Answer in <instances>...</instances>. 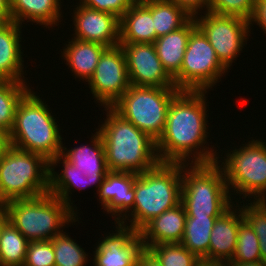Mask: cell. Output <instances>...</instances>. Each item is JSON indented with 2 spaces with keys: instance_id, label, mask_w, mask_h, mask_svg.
Listing matches in <instances>:
<instances>
[{
  "instance_id": "ffe728a7",
  "label": "cell",
  "mask_w": 266,
  "mask_h": 266,
  "mask_svg": "<svg viewBox=\"0 0 266 266\" xmlns=\"http://www.w3.org/2000/svg\"><path fill=\"white\" fill-rule=\"evenodd\" d=\"M196 27L192 17L183 27L158 37L153 43L163 68L172 79L180 73L190 34Z\"/></svg>"
},
{
  "instance_id": "8fae6325",
  "label": "cell",
  "mask_w": 266,
  "mask_h": 266,
  "mask_svg": "<svg viewBox=\"0 0 266 266\" xmlns=\"http://www.w3.org/2000/svg\"><path fill=\"white\" fill-rule=\"evenodd\" d=\"M197 17V18H196ZM197 27L207 37L219 61L228 69L233 60L243 48L250 32L249 21L236 17L218 15L206 11L198 19L195 15ZM246 39V40H245Z\"/></svg>"
},
{
  "instance_id": "603a6c76",
  "label": "cell",
  "mask_w": 266,
  "mask_h": 266,
  "mask_svg": "<svg viewBox=\"0 0 266 266\" xmlns=\"http://www.w3.org/2000/svg\"><path fill=\"white\" fill-rule=\"evenodd\" d=\"M91 143H93L92 148L81 145L66 150L67 148L63 147L61 155L83 171L86 177L105 178L109 171L106 165L103 139L98 131L92 136Z\"/></svg>"
},
{
  "instance_id": "7a4b0ae2",
  "label": "cell",
  "mask_w": 266,
  "mask_h": 266,
  "mask_svg": "<svg viewBox=\"0 0 266 266\" xmlns=\"http://www.w3.org/2000/svg\"><path fill=\"white\" fill-rule=\"evenodd\" d=\"M105 110L107 117L97 131L103 139L108 171L140 174L158 165L156 141L111 107Z\"/></svg>"
},
{
  "instance_id": "74e56055",
  "label": "cell",
  "mask_w": 266,
  "mask_h": 266,
  "mask_svg": "<svg viewBox=\"0 0 266 266\" xmlns=\"http://www.w3.org/2000/svg\"><path fill=\"white\" fill-rule=\"evenodd\" d=\"M252 22H256L266 34V0H255L249 24H252Z\"/></svg>"
},
{
  "instance_id": "d6986e66",
  "label": "cell",
  "mask_w": 266,
  "mask_h": 266,
  "mask_svg": "<svg viewBox=\"0 0 266 266\" xmlns=\"http://www.w3.org/2000/svg\"><path fill=\"white\" fill-rule=\"evenodd\" d=\"M20 27L14 21L0 27V79L25 82Z\"/></svg>"
},
{
  "instance_id": "b9f144b4",
  "label": "cell",
  "mask_w": 266,
  "mask_h": 266,
  "mask_svg": "<svg viewBox=\"0 0 266 266\" xmlns=\"http://www.w3.org/2000/svg\"><path fill=\"white\" fill-rule=\"evenodd\" d=\"M9 223V215L4 205L0 204V236L3 229Z\"/></svg>"
},
{
  "instance_id": "d4e9b609",
  "label": "cell",
  "mask_w": 266,
  "mask_h": 266,
  "mask_svg": "<svg viewBox=\"0 0 266 266\" xmlns=\"http://www.w3.org/2000/svg\"><path fill=\"white\" fill-rule=\"evenodd\" d=\"M60 0H10L11 19L21 25L28 20L47 26L60 20Z\"/></svg>"
},
{
  "instance_id": "8992f818",
  "label": "cell",
  "mask_w": 266,
  "mask_h": 266,
  "mask_svg": "<svg viewBox=\"0 0 266 266\" xmlns=\"http://www.w3.org/2000/svg\"><path fill=\"white\" fill-rule=\"evenodd\" d=\"M188 163L182 165V172L185 173L182 174L181 202L186 215H222L232 206V200L219 160L213 163H193V166Z\"/></svg>"
},
{
  "instance_id": "f1b7e54d",
  "label": "cell",
  "mask_w": 266,
  "mask_h": 266,
  "mask_svg": "<svg viewBox=\"0 0 266 266\" xmlns=\"http://www.w3.org/2000/svg\"><path fill=\"white\" fill-rule=\"evenodd\" d=\"M29 241L10 222L0 236V266H23Z\"/></svg>"
},
{
  "instance_id": "60d3db41",
  "label": "cell",
  "mask_w": 266,
  "mask_h": 266,
  "mask_svg": "<svg viewBox=\"0 0 266 266\" xmlns=\"http://www.w3.org/2000/svg\"><path fill=\"white\" fill-rule=\"evenodd\" d=\"M0 16L6 21H12L10 11V0H0Z\"/></svg>"
},
{
  "instance_id": "f546056e",
  "label": "cell",
  "mask_w": 266,
  "mask_h": 266,
  "mask_svg": "<svg viewBox=\"0 0 266 266\" xmlns=\"http://www.w3.org/2000/svg\"><path fill=\"white\" fill-rule=\"evenodd\" d=\"M148 250L162 266H200L202 261L181 243L156 244Z\"/></svg>"
},
{
  "instance_id": "f35d334b",
  "label": "cell",
  "mask_w": 266,
  "mask_h": 266,
  "mask_svg": "<svg viewBox=\"0 0 266 266\" xmlns=\"http://www.w3.org/2000/svg\"><path fill=\"white\" fill-rule=\"evenodd\" d=\"M137 266H162V265L148 249H144L138 258Z\"/></svg>"
},
{
  "instance_id": "4316f807",
  "label": "cell",
  "mask_w": 266,
  "mask_h": 266,
  "mask_svg": "<svg viewBox=\"0 0 266 266\" xmlns=\"http://www.w3.org/2000/svg\"><path fill=\"white\" fill-rule=\"evenodd\" d=\"M151 14L156 39L183 27L192 16L169 0H151Z\"/></svg>"
},
{
  "instance_id": "d590c367",
  "label": "cell",
  "mask_w": 266,
  "mask_h": 266,
  "mask_svg": "<svg viewBox=\"0 0 266 266\" xmlns=\"http://www.w3.org/2000/svg\"><path fill=\"white\" fill-rule=\"evenodd\" d=\"M84 6L120 17L131 7L128 0H80Z\"/></svg>"
},
{
  "instance_id": "9a60e30c",
  "label": "cell",
  "mask_w": 266,
  "mask_h": 266,
  "mask_svg": "<svg viewBox=\"0 0 266 266\" xmlns=\"http://www.w3.org/2000/svg\"><path fill=\"white\" fill-rule=\"evenodd\" d=\"M74 10L75 39L115 47L120 43V19L80 3Z\"/></svg>"
},
{
  "instance_id": "9c48e42d",
  "label": "cell",
  "mask_w": 266,
  "mask_h": 266,
  "mask_svg": "<svg viewBox=\"0 0 266 266\" xmlns=\"http://www.w3.org/2000/svg\"><path fill=\"white\" fill-rule=\"evenodd\" d=\"M248 142L232 153L228 152L220 166H223L228 188H234L232 190L243 194L244 198L249 195L256 201L266 200V143Z\"/></svg>"
},
{
  "instance_id": "8d00e7d4",
  "label": "cell",
  "mask_w": 266,
  "mask_h": 266,
  "mask_svg": "<svg viewBox=\"0 0 266 266\" xmlns=\"http://www.w3.org/2000/svg\"><path fill=\"white\" fill-rule=\"evenodd\" d=\"M175 3L176 5L185 9L192 17L196 14L198 15L199 9H203V7L208 11L210 0H169Z\"/></svg>"
},
{
  "instance_id": "836d02e7",
  "label": "cell",
  "mask_w": 266,
  "mask_h": 266,
  "mask_svg": "<svg viewBox=\"0 0 266 266\" xmlns=\"http://www.w3.org/2000/svg\"><path fill=\"white\" fill-rule=\"evenodd\" d=\"M255 0H210L208 11L218 15L236 16L250 20Z\"/></svg>"
},
{
  "instance_id": "7402d4cb",
  "label": "cell",
  "mask_w": 266,
  "mask_h": 266,
  "mask_svg": "<svg viewBox=\"0 0 266 266\" xmlns=\"http://www.w3.org/2000/svg\"><path fill=\"white\" fill-rule=\"evenodd\" d=\"M120 43H154L156 30L151 14V1L131 5L120 17Z\"/></svg>"
},
{
  "instance_id": "52a82bcc",
  "label": "cell",
  "mask_w": 266,
  "mask_h": 266,
  "mask_svg": "<svg viewBox=\"0 0 266 266\" xmlns=\"http://www.w3.org/2000/svg\"><path fill=\"white\" fill-rule=\"evenodd\" d=\"M49 174L45 157L11 146L0 161V204L48 193Z\"/></svg>"
},
{
  "instance_id": "f6af8a7d",
  "label": "cell",
  "mask_w": 266,
  "mask_h": 266,
  "mask_svg": "<svg viewBox=\"0 0 266 266\" xmlns=\"http://www.w3.org/2000/svg\"><path fill=\"white\" fill-rule=\"evenodd\" d=\"M6 21L0 16V27L4 25Z\"/></svg>"
},
{
  "instance_id": "7bdbcfd3",
  "label": "cell",
  "mask_w": 266,
  "mask_h": 266,
  "mask_svg": "<svg viewBox=\"0 0 266 266\" xmlns=\"http://www.w3.org/2000/svg\"><path fill=\"white\" fill-rule=\"evenodd\" d=\"M132 5L146 4L151 0H128Z\"/></svg>"
},
{
  "instance_id": "4dcf8cb0",
  "label": "cell",
  "mask_w": 266,
  "mask_h": 266,
  "mask_svg": "<svg viewBox=\"0 0 266 266\" xmlns=\"http://www.w3.org/2000/svg\"><path fill=\"white\" fill-rule=\"evenodd\" d=\"M64 233L66 232L56 235L51 240L55 253V266H85L88 260L85 250Z\"/></svg>"
},
{
  "instance_id": "30bf717a",
  "label": "cell",
  "mask_w": 266,
  "mask_h": 266,
  "mask_svg": "<svg viewBox=\"0 0 266 266\" xmlns=\"http://www.w3.org/2000/svg\"><path fill=\"white\" fill-rule=\"evenodd\" d=\"M227 72L203 32L196 27L190 34L180 73L173 79L179 90L206 91Z\"/></svg>"
},
{
  "instance_id": "7c38bea8",
  "label": "cell",
  "mask_w": 266,
  "mask_h": 266,
  "mask_svg": "<svg viewBox=\"0 0 266 266\" xmlns=\"http://www.w3.org/2000/svg\"><path fill=\"white\" fill-rule=\"evenodd\" d=\"M88 84L94 98L104 108L112 107L129 89L126 59L120 45L102 53Z\"/></svg>"
},
{
  "instance_id": "d6a6232c",
  "label": "cell",
  "mask_w": 266,
  "mask_h": 266,
  "mask_svg": "<svg viewBox=\"0 0 266 266\" xmlns=\"http://www.w3.org/2000/svg\"><path fill=\"white\" fill-rule=\"evenodd\" d=\"M231 261H261L258 237L245 220L239 224L235 253Z\"/></svg>"
},
{
  "instance_id": "6da1fadb",
  "label": "cell",
  "mask_w": 266,
  "mask_h": 266,
  "mask_svg": "<svg viewBox=\"0 0 266 266\" xmlns=\"http://www.w3.org/2000/svg\"><path fill=\"white\" fill-rule=\"evenodd\" d=\"M204 93L207 91L180 90L173 97L164 132L156 142L160 162L186 164L193 152L195 155L192 158L195 159H192L191 164L213 163L218 160L214 150L202 147L208 137ZM200 147L204 149L199 151Z\"/></svg>"
},
{
  "instance_id": "44dd1931",
  "label": "cell",
  "mask_w": 266,
  "mask_h": 266,
  "mask_svg": "<svg viewBox=\"0 0 266 266\" xmlns=\"http://www.w3.org/2000/svg\"><path fill=\"white\" fill-rule=\"evenodd\" d=\"M61 159H63L62 164L64 169L61 170V174H58L54 171V165L60 163L59 161H62ZM103 180L104 178L86 177L83 171L76 168L74 164L68 162L61 154L50 161L49 193L60 198L73 210L74 208L71 205V198L69 197L71 189L73 187H77V189H85L87 186H91L95 183V185H97L96 188L98 187L99 189Z\"/></svg>"
},
{
  "instance_id": "ac0fdd59",
  "label": "cell",
  "mask_w": 266,
  "mask_h": 266,
  "mask_svg": "<svg viewBox=\"0 0 266 266\" xmlns=\"http://www.w3.org/2000/svg\"><path fill=\"white\" fill-rule=\"evenodd\" d=\"M243 220L241 210H233V203L228 210L216 218L210 234L209 264H226L232 260L239 224Z\"/></svg>"
},
{
  "instance_id": "4fadbf2b",
  "label": "cell",
  "mask_w": 266,
  "mask_h": 266,
  "mask_svg": "<svg viewBox=\"0 0 266 266\" xmlns=\"http://www.w3.org/2000/svg\"><path fill=\"white\" fill-rule=\"evenodd\" d=\"M125 59L130 85L176 88L157 55L153 43H119Z\"/></svg>"
},
{
  "instance_id": "e0dca14e",
  "label": "cell",
  "mask_w": 266,
  "mask_h": 266,
  "mask_svg": "<svg viewBox=\"0 0 266 266\" xmlns=\"http://www.w3.org/2000/svg\"><path fill=\"white\" fill-rule=\"evenodd\" d=\"M186 211L182 202L152 218L138 232L144 249L156 244L181 243L186 225Z\"/></svg>"
},
{
  "instance_id": "484cf974",
  "label": "cell",
  "mask_w": 266,
  "mask_h": 266,
  "mask_svg": "<svg viewBox=\"0 0 266 266\" xmlns=\"http://www.w3.org/2000/svg\"><path fill=\"white\" fill-rule=\"evenodd\" d=\"M219 216H186L181 244L195 254L202 263L209 264L210 234Z\"/></svg>"
},
{
  "instance_id": "2e32d148",
  "label": "cell",
  "mask_w": 266,
  "mask_h": 266,
  "mask_svg": "<svg viewBox=\"0 0 266 266\" xmlns=\"http://www.w3.org/2000/svg\"><path fill=\"white\" fill-rule=\"evenodd\" d=\"M137 176V173L132 172L109 171L97 190L103 209L113 217L117 216L114 219L116 222L124 224L128 218L126 213L133 210Z\"/></svg>"
},
{
  "instance_id": "e575fe53",
  "label": "cell",
  "mask_w": 266,
  "mask_h": 266,
  "mask_svg": "<svg viewBox=\"0 0 266 266\" xmlns=\"http://www.w3.org/2000/svg\"><path fill=\"white\" fill-rule=\"evenodd\" d=\"M23 266H55L52 241L29 242Z\"/></svg>"
},
{
  "instance_id": "5bb4252c",
  "label": "cell",
  "mask_w": 266,
  "mask_h": 266,
  "mask_svg": "<svg viewBox=\"0 0 266 266\" xmlns=\"http://www.w3.org/2000/svg\"><path fill=\"white\" fill-rule=\"evenodd\" d=\"M117 232L104 237L94 251V266H137L144 250L139 232L126 224L116 223Z\"/></svg>"
},
{
  "instance_id": "ba28073f",
  "label": "cell",
  "mask_w": 266,
  "mask_h": 266,
  "mask_svg": "<svg viewBox=\"0 0 266 266\" xmlns=\"http://www.w3.org/2000/svg\"><path fill=\"white\" fill-rule=\"evenodd\" d=\"M179 91L130 85L111 108L157 142L164 132L170 103Z\"/></svg>"
},
{
  "instance_id": "ab89813d",
  "label": "cell",
  "mask_w": 266,
  "mask_h": 266,
  "mask_svg": "<svg viewBox=\"0 0 266 266\" xmlns=\"http://www.w3.org/2000/svg\"><path fill=\"white\" fill-rule=\"evenodd\" d=\"M10 147L11 140L9 134L0 130V161L4 158Z\"/></svg>"
},
{
  "instance_id": "1f68e13d",
  "label": "cell",
  "mask_w": 266,
  "mask_h": 266,
  "mask_svg": "<svg viewBox=\"0 0 266 266\" xmlns=\"http://www.w3.org/2000/svg\"><path fill=\"white\" fill-rule=\"evenodd\" d=\"M240 210L258 237L261 261L266 262V200H253Z\"/></svg>"
},
{
  "instance_id": "277c9868",
  "label": "cell",
  "mask_w": 266,
  "mask_h": 266,
  "mask_svg": "<svg viewBox=\"0 0 266 266\" xmlns=\"http://www.w3.org/2000/svg\"><path fill=\"white\" fill-rule=\"evenodd\" d=\"M160 162L152 169L138 174L134 183V207L130 226L139 231L152 218L181 202L182 165Z\"/></svg>"
},
{
  "instance_id": "5b68a950",
  "label": "cell",
  "mask_w": 266,
  "mask_h": 266,
  "mask_svg": "<svg viewBox=\"0 0 266 266\" xmlns=\"http://www.w3.org/2000/svg\"><path fill=\"white\" fill-rule=\"evenodd\" d=\"M9 222L29 241H49L76 222V211L49 192L35 198L15 199L4 204Z\"/></svg>"
},
{
  "instance_id": "3957f363",
  "label": "cell",
  "mask_w": 266,
  "mask_h": 266,
  "mask_svg": "<svg viewBox=\"0 0 266 266\" xmlns=\"http://www.w3.org/2000/svg\"><path fill=\"white\" fill-rule=\"evenodd\" d=\"M50 111L30 89L16 107L14 124L9 132L11 146L40 154L49 162L60 155L63 138Z\"/></svg>"
},
{
  "instance_id": "ee69618b",
  "label": "cell",
  "mask_w": 266,
  "mask_h": 266,
  "mask_svg": "<svg viewBox=\"0 0 266 266\" xmlns=\"http://www.w3.org/2000/svg\"><path fill=\"white\" fill-rule=\"evenodd\" d=\"M200 266H226L225 264H207V263H202Z\"/></svg>"
},
{
  "instance_id": "cb8c5ba5",
  "label": "cell",
  "mask_w": 266,
  "mask_h": 266,
  "mask_svg": "<svg viewBox=\"0 0 266 266\" xmlns=\"http://www.w3.org/2000/svg\"><path fill=\"white\" fill-rule=\"evenodd\" d=\"M66 47L62 53L66 64L69 65L76 77L83 78V80H87L86 82L94 74L102 53L108 48L99 43L81 41L75 38H72Z\"/></svg>"
},
{
  "instance_id": "83f0119b",
  "label": "cell",
  "mask_w": 266,
  "mask_h": 266,
  "mask_svg": "<svg viewBox=\"0 0 266 266\" xmlns=\"http://www.w3.org/2000/svg\"><path fill=\"white\" fill-rule=\"evenodd\" d=\"M26 82L0 79V130L9 134L18 102L30 90Z\"/></svg>"
}]
</instances>
